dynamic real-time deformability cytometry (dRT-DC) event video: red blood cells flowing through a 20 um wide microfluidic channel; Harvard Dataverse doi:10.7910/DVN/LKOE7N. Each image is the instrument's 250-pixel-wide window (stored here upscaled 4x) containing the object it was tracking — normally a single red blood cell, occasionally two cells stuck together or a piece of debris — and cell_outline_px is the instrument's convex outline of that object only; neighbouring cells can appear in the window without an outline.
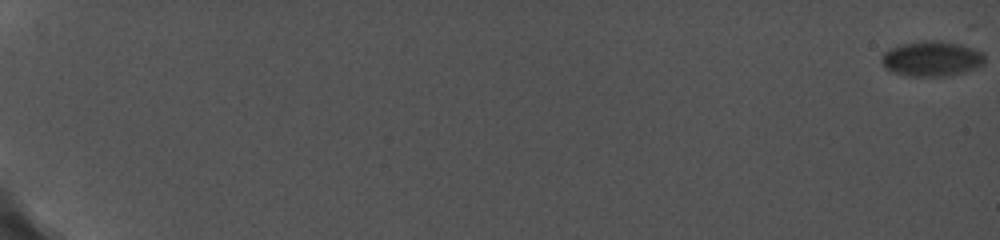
{"species": "common noctule bat (a hibernating species)", "species_latin": "Nyctalus noctula", "temperature_condition": "cold", "stored_images_in_passage": 18, "camera_frame_rate_fps": 5000, "um_per_image_px": 0.085, "animal": {"sex": "female", "body_mass_g": 19.0, "forearm_length_mm": 56.7}, "frame": {"image": 1, "passage_image": 1, "time_ms": 0.0, "image_size_px": [1000, 240], "cell_outline_px": [[984, 64], [976, 68], [964, 72], [944, 76], [908, 76], [892, 72], [884, 68], [880, 60], [880, 56], [884, 52], [900, 44], [920, 40], [940, 40], [960, 44], [984, 52]], "centroid_in_image_um": [79.17, 4.98], "position_along_channel_um": 5.8, "area_um2": 21.44}}
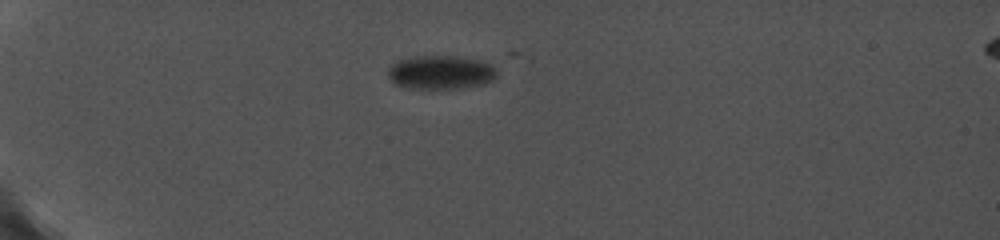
{"frame": {"image": 2, "passage_image": 15, "time_ms": 6.6, "image_size_px": [1000, 240], "cell_outline_px": [[496, 76], [492, 80], [484, 84], [464, 88], [408, 88], [396, 84], [388, 76], [388, 68], [396, 60], [408, 56], [452, 56], [484, 60], [492, 64], [496, 68]], "centroid_in_image_um": [37.47, 6.13], "position_along_channel_um": 47.5, "area_um2": 21.68}}